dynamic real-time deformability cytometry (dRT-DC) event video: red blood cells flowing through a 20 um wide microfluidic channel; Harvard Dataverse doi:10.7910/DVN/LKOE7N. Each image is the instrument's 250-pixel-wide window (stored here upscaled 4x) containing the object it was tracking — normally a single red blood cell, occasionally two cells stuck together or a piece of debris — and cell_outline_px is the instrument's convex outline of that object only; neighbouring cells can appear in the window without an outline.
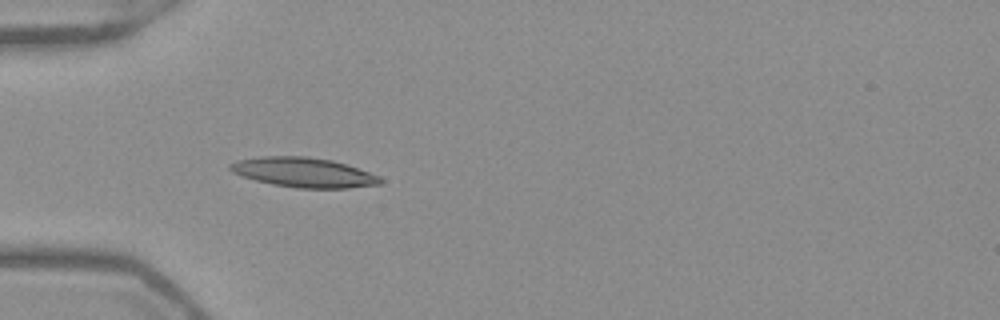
{"species": "Egyptian fruit bat (a non-hibernating species)", "species_latin": "Rousettus aegyptiacus", "temperature_condition": "warm", "stored_images_in_passage": 37, "camera_frame_rate_fps": 3000, "um_per_image_px": 0.085, "frame": {"image": 1, "passage_image": 1, "time_ms": 0.0, "image_size_px": [1000, 320], "cell_outline_px": [[384, 180], [380, 184], [348, 188], [296, 188], [272, 184], [256, 180], [232, 172], [228, 168], [228, 164], [236, 160], [264, 156], [308, 156], [332, 160], [380, 176]], "centroid_in_image_um": [25.79, 14.65], "position_along_channel_um": 59.2, "area_um2": 25.89}}
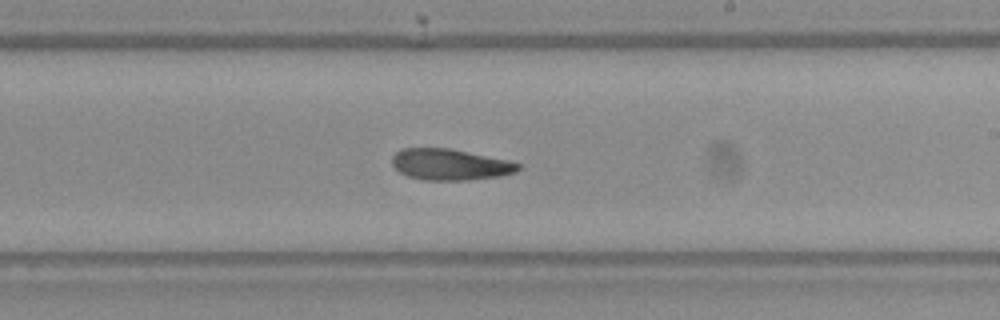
{"frame": {"image": 2, "passage_image": 16, "time_ms": 5.0, "image_size_px": [1000, 320], "cell_outline_px": [[520, 168], [516, 172], [500, 176], [468, 180], [424, 180], [408, 176], [400, 172], [392, 164], [392, 156], [400, 148], [448, 148], [508, 160], [520, 164]], "centroid_in_image_um": [38.24, 13.98], "position_along_channel_um": 250.8, "area_um2": 22.83}}
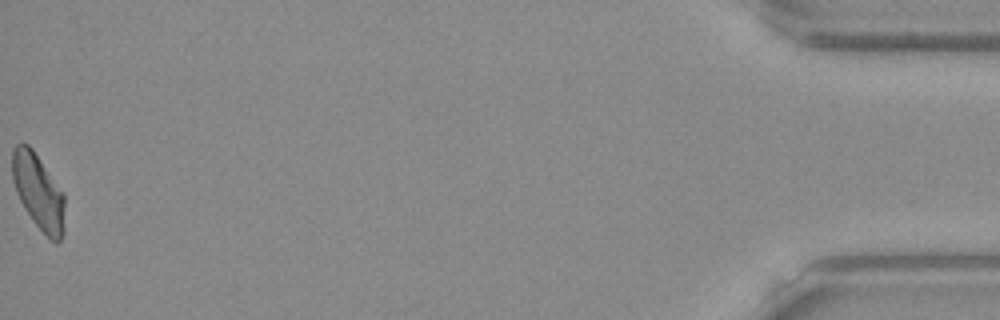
{"frame": {"image": 3, "passage_image": 37, "time_ms": 12.0, "image_size_px": [1000, 320], "cell_outline_px": [[64, 232], [60, 240], [56, 244], [36, 224], [24, 208], [16, 192], [12, 180], [12, 148], [16, 144], [28, 144], [32, 148], [64, 192]], "centroid_in_image_um": [3.26, 16.27], "position_along_channel_um": 431.9, "area_um2": 23.06}, "authors_computed_cell_mechanics": {"area_um2": 23.5246, "velocity_mm_per_s": 3.9361, "shape_relaxation_time_tau1_ms": null, "shape_relaxation_time_tau2_ms": 6.239, "deformation_change_tau1": null, "deformation_change_tau2": 0.1467}}